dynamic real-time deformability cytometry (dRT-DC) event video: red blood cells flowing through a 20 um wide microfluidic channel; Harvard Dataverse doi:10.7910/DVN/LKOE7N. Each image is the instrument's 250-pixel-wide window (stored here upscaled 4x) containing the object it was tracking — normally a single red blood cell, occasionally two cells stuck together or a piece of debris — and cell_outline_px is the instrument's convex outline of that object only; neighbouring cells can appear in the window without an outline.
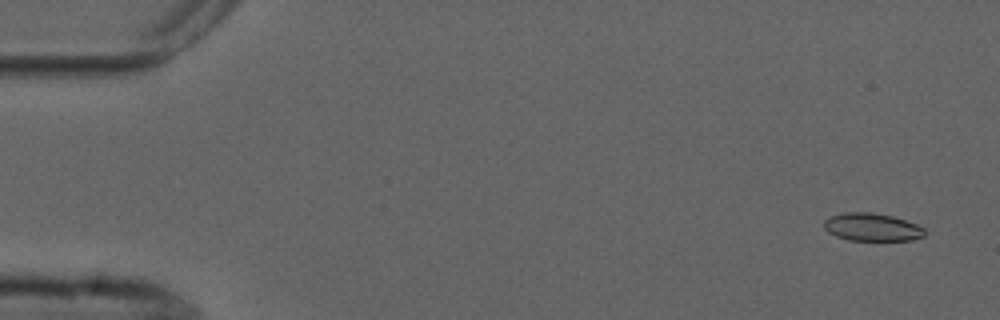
{"species": "common noctule bat (a hibernating species)", "species_latin": "Nyctalus noctula", "temperature_condition": "cold", "stored_images_in_passage": 4, "camera_frame_rate_fps": 3000, "um_per_image_px": 0.085, "animal": {"sex": "male", "forearm_length_mm": 52.5}, "frame": {"image": 1, "passage_image": 1, "time_ms": 0.0, "image_size_px": [1000, 320], "cell_outline_px": [[924, 236], [912, 240], [848, 240], [836, 236], [828, 232], [824, 228], [824, 220], [832, 216], [844, 212], [872, 212], [892, 216], [916, 224], [924, 228]], "centroid_in_image_um": [74.1, 19.3], "position_along_channel_um": 10.9, "area_um2": 16.24}}
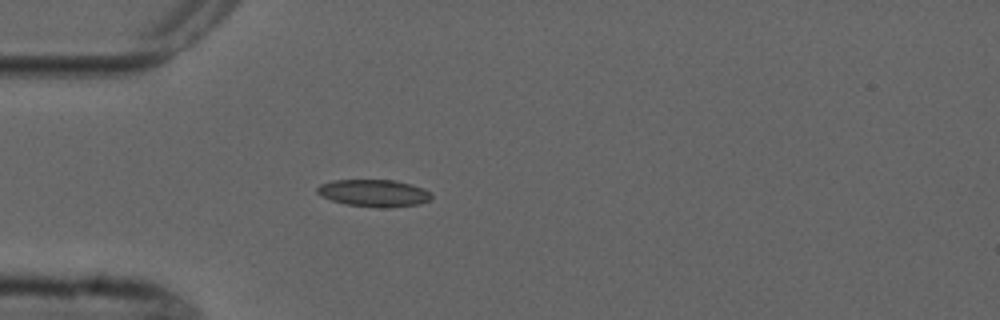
{"frame": {"image": 2, "passage_image": 4, "time_ms": 4.333, "image_size_px": [1000, 320], "cell_outline_px": [[432, 196], [428, 200], [420, 204], [388, 208], [384, 208], [344, 204], [320, 196], [316, 192], [316, 188], [320, 184], [332, 180], [396, 180], [424, 188], [432, 192]], "centroid_in_image_um": [31.78, 16.41], "position_along_channel_um": 53.2, "area_um2": 18.26}}